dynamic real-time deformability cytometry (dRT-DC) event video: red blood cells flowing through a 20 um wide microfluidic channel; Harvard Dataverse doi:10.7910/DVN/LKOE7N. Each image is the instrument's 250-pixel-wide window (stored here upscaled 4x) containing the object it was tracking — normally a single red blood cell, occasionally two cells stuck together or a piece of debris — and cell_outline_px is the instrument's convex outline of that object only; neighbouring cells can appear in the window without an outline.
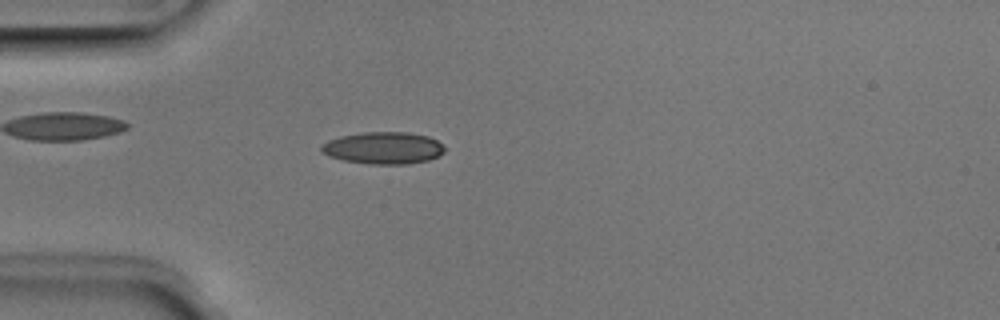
{"species": "Egyptian fruit bat (a non-hibernating species)", "species_latin": "Rousettus aegyptiacus", "temperature_condition": "room temperature", "stored_images_in_passage": 37, "camera_frame_rate_fps": 3000, "um_per_image_px": 0.085, "animal": {"sex": "male"}, "frame": {"image": 1, "passage_image": 1, "time_ms": 0.0, "image_size_px": [1000, 320], "cell_outline_px": [[444, 152], [440, 156], [428, 160], [408, 164], [368, 164], [344, 160], [328, 156], [320, 152], [320, 144], [328, 140], [340, 136], [364, 132], [408, 132], [428, 136], [436, 140], [444, 148]], "centroid_in_image_um": [32.55, 12.58], "position_along_channel_um": 52.4, "area_um2": 23.18}}
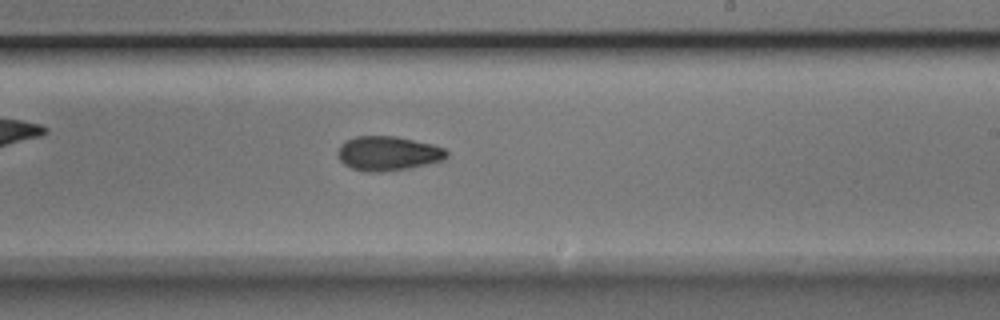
{"frame": {"image": 2, "passage_image": 17, "time_ms": 5.333, "image_size_px": [1000, 320], "cell_outline_px": [[448, 156], [444, 160], [408, 168], [384, 172], [368, 172], [352, 168], [344, 164], [336, 156], [336, 152], [340, 144], [344, 140], [356, 136], [396, 136], [432, 144], [444, 148], [448, 152]], "centroid_in_image_um": [32.94, 13.03], "position_along_channel_um": 256.1, "area_um2": 22.02}}
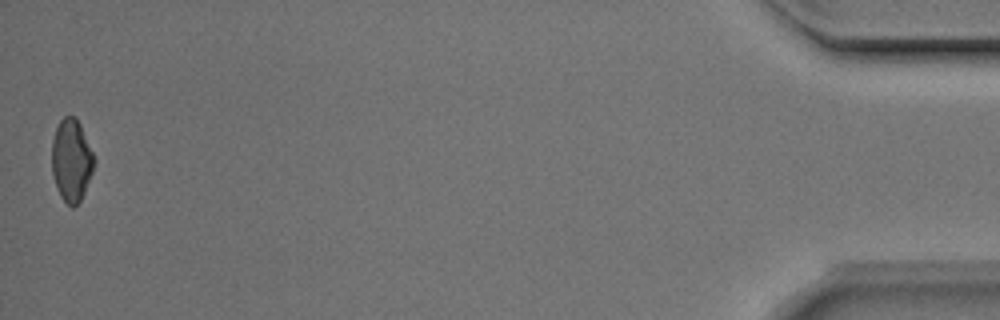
{"frame": {"image": 3, "passage_image": 37, "time_ms": 12.0, "image_size_px": [1000, 320], "cell_outline_px": [[96, 160], [92, 172], [84, 192], [80, 200], [72, 208], [60, 196], [52, 172], [52, 140], [56, 128], [60, 120], [64, 116], [76, 116], [80, 124]], "centroid_in_image_um": [6.07, 13.6], "position_along_channel_um": 429.1, "area_um2": 20.11}, "authors_computed_cell_mechanics": {"area_um2": 21.2126, "velocity_mm_per_s": 3.9999, "shape_relaxation_time_tau1_ms": 6.0587, "shape_relaxation_time_tau2_ms": 6.7982, "deformation_change_tau1": 0.165, "deformation_change_tau2": 0.1391}}